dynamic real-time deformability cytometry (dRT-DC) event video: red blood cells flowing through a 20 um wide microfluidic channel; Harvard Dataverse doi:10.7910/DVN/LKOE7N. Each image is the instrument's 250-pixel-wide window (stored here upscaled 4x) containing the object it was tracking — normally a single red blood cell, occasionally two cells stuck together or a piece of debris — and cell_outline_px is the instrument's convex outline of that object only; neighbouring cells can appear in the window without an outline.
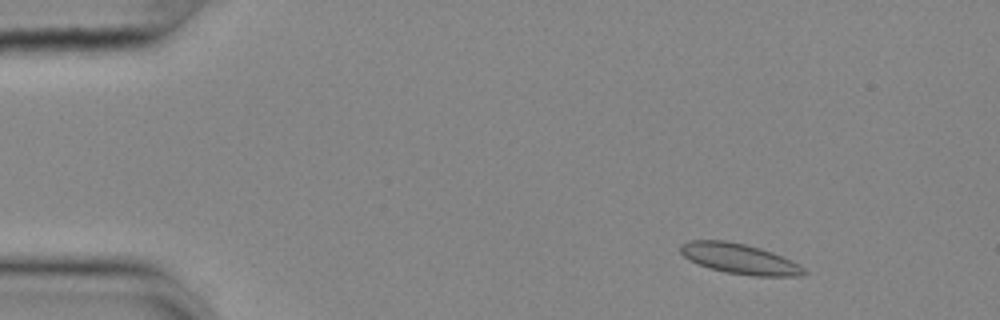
{"species": "common noctule bat (a hibernating species)", "species_latin": "Nyctalus noctula", "temperature_condition": "cold", "stored_images_in_passage": 54, "camera_frame_rate_fps": 3000, "um_per_image_px": 0.085, "animal": {"sex": "female", "body_mass_g": 25.1}, "frame": {"image": 1, "passage_image": 6, "time_ms": 1.667, "image_size_px": [1000, 320], "cell_outline_px": [[808, 272], [800, 276], [752, 276], [724, 272], [688, 260], [680, 252], [680, 244], [688, 240], [724, 240], [744, 244], [760, 248], [772, 252], [792, 260], [800, 264]], "centroid_in_image_um": [62.87, 21.99], "position_along_channel_um": 22.1, "area_um2": 21.85}}
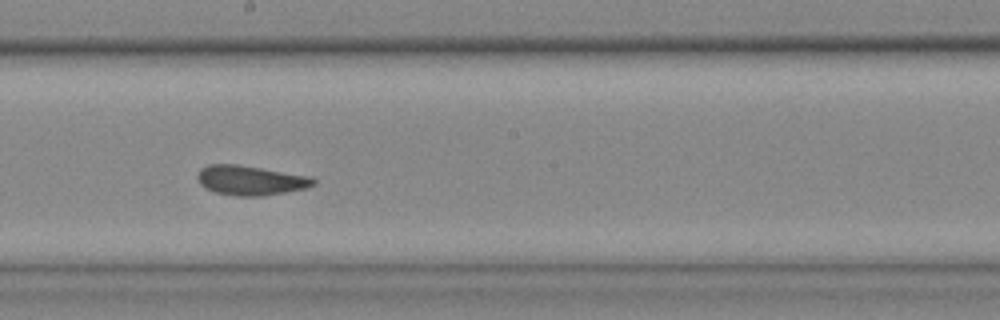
{"frame": {"image": 2, "passage_image": 30, "time_ms": 9.667, "image_size_px": [1000, 320], "cell_outline_px": [[316, 184], [304, 188], [284, 192], [260, 196], [236, 196], [216, 192], [204, 188], [200, 184], [196, 176], [200, 168], [208, 164], [236, 164], [312, 176], [316, 180]], "centroid_in_image_um": [21.27, 15.32], "position_along_channel_um": 226.9, "area_um2": 20.06}}
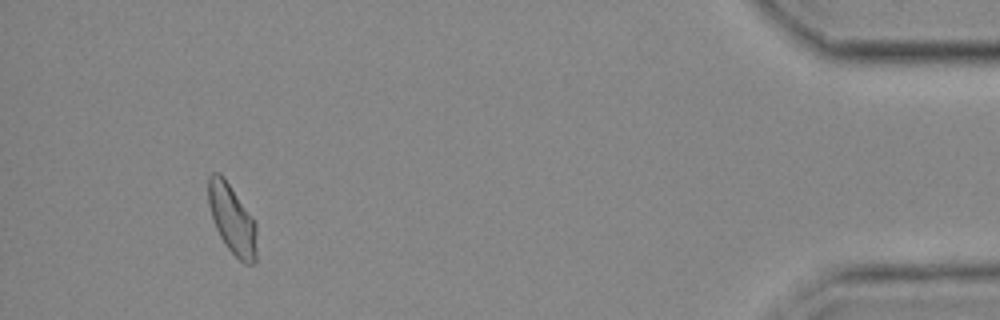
{"frame": {"image": 3, "passage_image": 51, "time_ms": 16.667, "image_size_px": [1000, 320], "cell_outline_px": [[256, 260], [252, 264], [244, 264], [228, 248], [220, 236], [212, 220], [208, 204], [208, 176], [212, 172], [220, 172], [224, 176], [256, 220]], "centroid_in_image_um": [19.73, 18.59], "position_along_channel_um": 415.5, "area_um2": 19.94}, "authors_computed_cell_mechanics": {"area_um2": 19.9121, "velocity_mm_per_s": 3.6167, "shape_relaxation_time_tau1_ms": null, "shape_relaxation_time_tau2_ms": 3.2696, "deformation_change_tau1": null, "deformation_change_tau2": 0.0545}}